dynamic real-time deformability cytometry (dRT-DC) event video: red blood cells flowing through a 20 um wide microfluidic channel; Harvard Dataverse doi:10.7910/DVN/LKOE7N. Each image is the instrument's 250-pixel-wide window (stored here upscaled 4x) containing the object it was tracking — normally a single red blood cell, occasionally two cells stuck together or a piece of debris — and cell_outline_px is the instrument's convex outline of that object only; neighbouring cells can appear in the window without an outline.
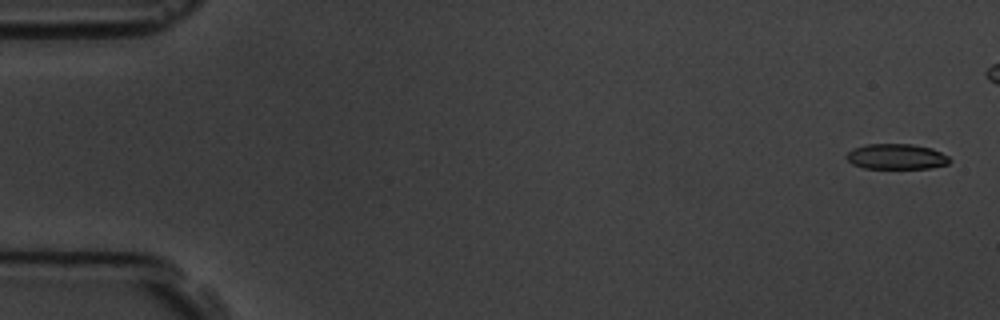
{"species": "common noctule bat (a hibernating species)", "species_latin": "Nyctalus noctula", "temperature_condition": "room temperature", "stored_images_in_passage": 9, "camera_frame_rate_fps": 3000, "um_per_image_px": 0.085, "animal": {"sex": "male", "body_mass_g": 19.5, "forearm_length_mm": 54.6}, "frame": {"image": 1, "passage_image": 1, "time_ms": 0.0, "image_size_px": [1000, 320], "cell_outline_px": [[952, 160], [948, 164], [928, 168], [864, 168], [852, 164], [844, 156], [852, 148], [864, 144], [912, 144], [932, 148], [948, 156]], "centroid_in_image_um": [76.17, 13.3], "position_along_channel_um": 8.8, "area_um2": 15.37}}
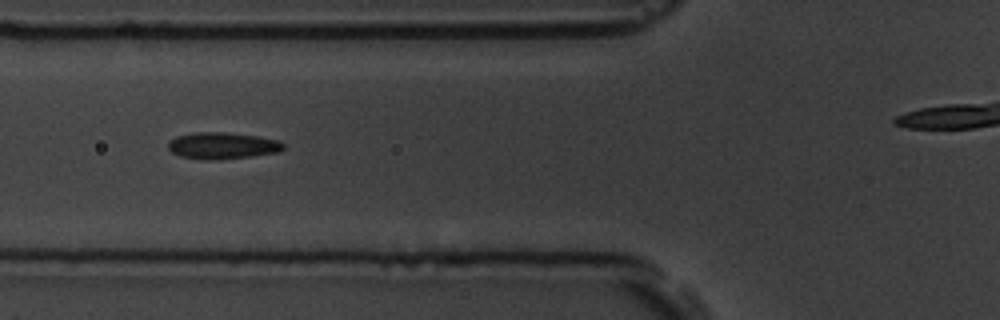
{"frame": {"image": 2, "passage_image": 7, "time_ms": 6.667, "image_size_px": [1000, 320], "cell_outline_px": [[284, 148], [280, 152], [252, 156], [216, 160], [208, 160], [180, 156], [172, 152], [168, 148], [168, 140], [176, 136], [192, 132], [224, 132], [256, 136], [280, 140], [284, 144]], "centroid_in_image_um": [18.9, 12.38], "position_along_channel_um": 106.9, "area_um2": 18.03}}
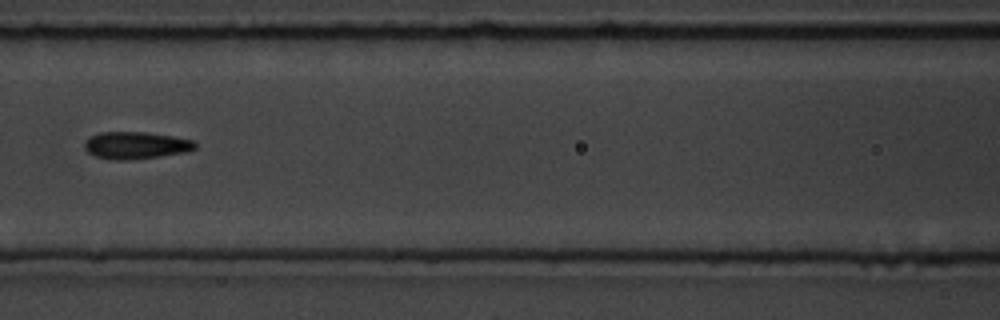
{"frame": {"image": 3, "passage_image": 8, "time_ms": 8.0, "image_size_px": [1000, 320], "cell_outline_px": [[196, 148], [184, 152], [160, 156], [128, 160], [116, 160], [96, 156], [88, 152], [84, 148], [84, 144], [92, 136], [100, 132], [148, 132], [196, 140]], "centroid_in_image_um": [11.58, 12.35], "position_along_channel_um": 155.0, "area_um2": 17.4}}